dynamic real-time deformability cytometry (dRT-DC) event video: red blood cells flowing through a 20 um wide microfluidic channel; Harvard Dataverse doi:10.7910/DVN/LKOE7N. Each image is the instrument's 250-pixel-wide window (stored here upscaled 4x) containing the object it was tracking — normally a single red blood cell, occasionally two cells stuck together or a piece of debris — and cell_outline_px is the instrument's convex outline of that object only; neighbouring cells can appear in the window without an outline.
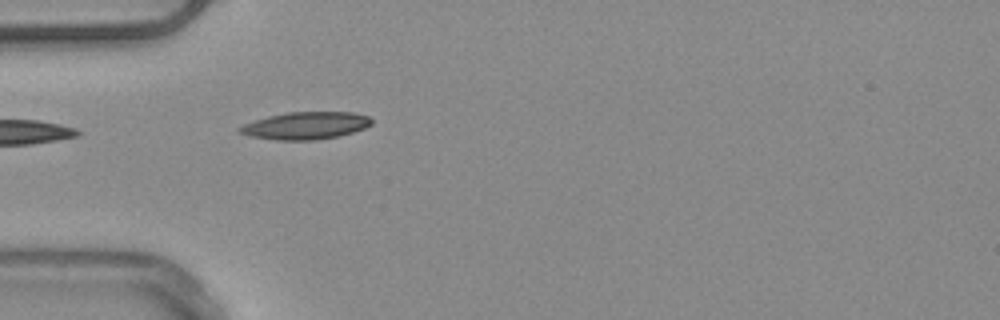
{"species": "common noctule bat (a hibernating species)", "species_latin": "Nyctalus noctula", "temperature_condition": "warm", "stored_images_in_passage": 14, "camera_frame_rate_fps": 3000, "um_per_image_px": 0.085, "animal": {"sex": "male", "body_mass_g": 20.4}, "frame": {"image": 1, "passage_image": 1, "time_ms": 0.0, "image_size_px": [1000, 320], "cell_outline_px": [[372, 124], [364, 128], [340, 136], [316, 140], [276, 140], [248, 136], [236, 132], [236, 128], [244, 124], [268, 116], [288, 112], [352, 112], [368, 116], [372, 120]], "centroid_in_image_um": [25.94, 10.68], "position_along_channel_um": 59.1, "area_um2": 21.15}}